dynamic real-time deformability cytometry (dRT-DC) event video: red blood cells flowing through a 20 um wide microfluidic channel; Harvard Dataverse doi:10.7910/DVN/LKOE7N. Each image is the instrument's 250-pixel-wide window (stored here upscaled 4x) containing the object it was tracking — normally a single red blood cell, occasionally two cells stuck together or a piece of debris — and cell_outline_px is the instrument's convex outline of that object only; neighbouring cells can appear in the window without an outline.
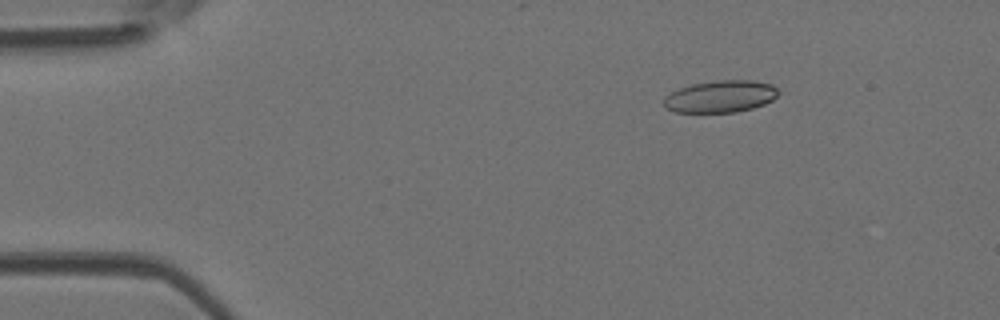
{"species": "Egyptian fruit bat (a non-hibernating species)", "species_latin": "Rousettus aegyptiacus", "temperature_condition": "room temperature", "stored_images_in_passage": 44, "camera_frame_rate_fps": 3000, "um_per_image_px": 0.085, "animal": {"sex": "female"}, "frame": {"image": 1, "passage_image": 1, "time_ms": 0.0, "image_size_px": [1000, 320], "cell_outline_px": [[776, 96], [772, 100], [764, 104], [752, 108], [736, 112], [676, 112], [664, 108], [664, 96], [680, 88], [692, 84], [716, 80], [752, 80], [772, 84], [776, 88]], "centroid_in_image_um": [61.21, 8.2], "position_along_channel_um": 23.8, "area_um2": 21.27}}
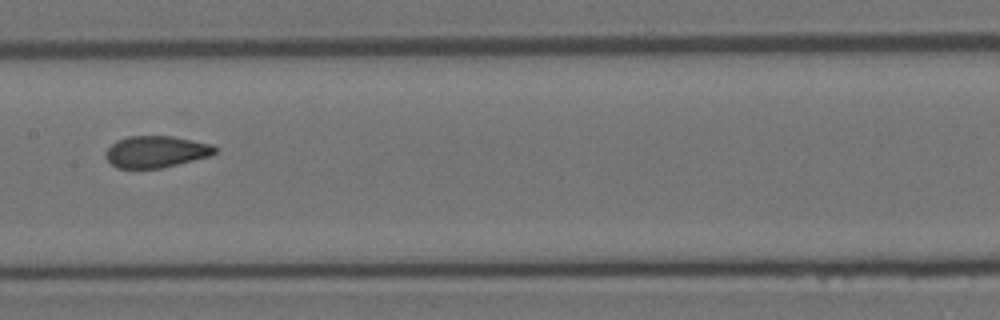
{"frame": {"image": 2, "passage_image": 19, "time_ms": 6.0, "image_size_px": [1000, 320], "cell_outline_px": [[216, 152], [208, 156], [160, 168], [116, 168], [104, 156], [104, 152], [116, 140], [128, 136], [172, 136], [212, 144], [216, 148]], "centroid_in_image_um": [13.21, 12.88], "position_along_channel_um": 194.2, "area_um2": 20.0}}
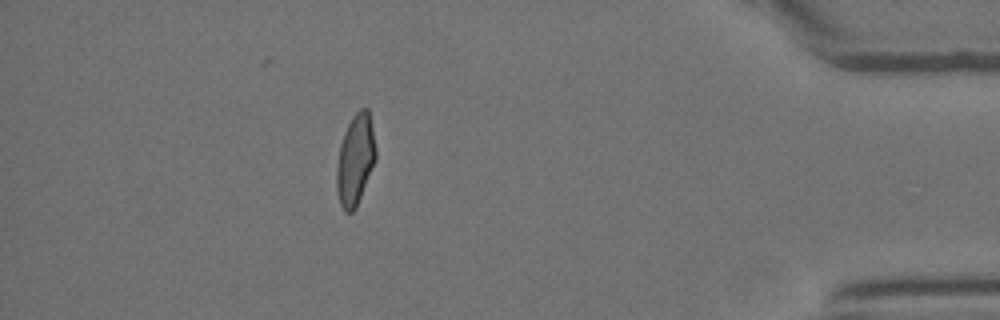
{"frame": {"image": 3, "passage_image": 38, "time_ms": 12.333, "image_size_px": [1000, 320], "cell_outline_px": [[376, 160], [356, 208], [352, 212], [344, 212], [340, 204], [336, 188], [336, 164], [340, 144], [344, 132], [352, 116], [360, 108], [368, 108], [376, 148]], "centroid_in_image_um": [30.19, 13.59], "position_along_channel_um": 405.0, "area_um2": 20.87}, "authors_computed_cell_mechanics": {"area_um2": 20.8658, "velocity_mm_per_s": 4.0783, "shape_relaxation_time_tau1_ms": 10.998, "shape_relaxation_time_tau2_ms": 0.8089, "deformation_change_tau1": 0.2289, "deformation_change_tau2": 0.0585}}